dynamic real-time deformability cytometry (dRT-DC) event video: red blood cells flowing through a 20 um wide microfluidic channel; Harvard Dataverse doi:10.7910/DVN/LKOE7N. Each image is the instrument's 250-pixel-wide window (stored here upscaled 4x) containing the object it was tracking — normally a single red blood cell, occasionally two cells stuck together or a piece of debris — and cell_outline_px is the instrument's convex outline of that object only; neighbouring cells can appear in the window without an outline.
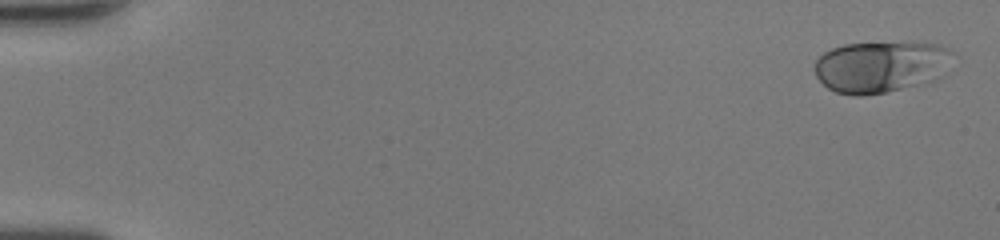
{"species": "human", "species_latin": "Homo sapiens", "temperature_condition": "room temperature", "stored_images_in_passage": 14, "camera_frame_rate_fps": 3000, "um_per_image_px": 0.085, "donor": {"sex": "female"}, "frame": {"image": 1, "passage_image": 1, "time_ms": 0.0, "image_size_px": [1000, 240], "cell_outline_px": [[960, 56], [948, 72], [944, 76], [936, 80], [884, 92], [860, 96], [852, 96], [836, 92], [828, 88], [816, 76], [816, 60], [824, 52], [832, 48], [844, 44], [936, 44], [948, 48], [956, 52]], "centroid_in_image_um": [75.0, 5.68], "position_along_channel_um": 10.0, "area_um2": 41.73}}